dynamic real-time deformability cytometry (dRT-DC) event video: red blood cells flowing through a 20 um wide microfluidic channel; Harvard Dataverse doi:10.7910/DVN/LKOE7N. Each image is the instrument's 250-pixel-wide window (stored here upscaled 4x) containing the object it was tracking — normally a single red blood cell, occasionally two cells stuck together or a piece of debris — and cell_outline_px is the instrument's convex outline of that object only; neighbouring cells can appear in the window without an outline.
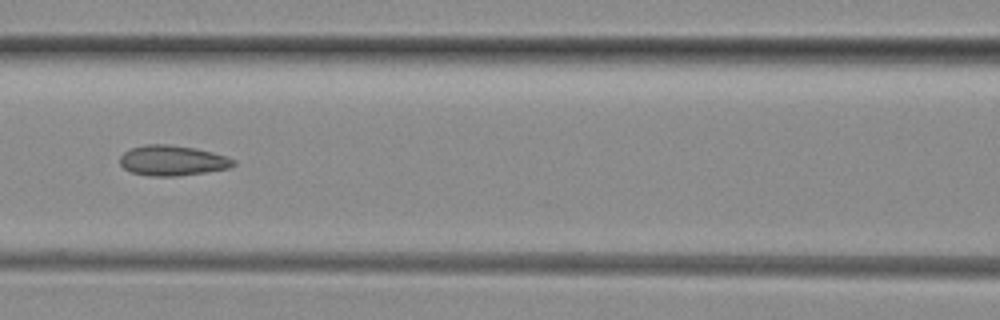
{"species": "common noctule bat (a hibernating species)", "species_latin": "Nyctalus noctula", "temperature_condition": "room temperature", "stored_images_in_passage": 40, "camera_frame_rate_fps": 3000, "um_per_image_px": 0.085, "animal": {"sex": "female", "body_mass_g": 29.2, "forearm_length_mm": 56.3}, "frame": {"image": 1, "passage_image": 12, "time_ms": 3.667, "image_size_px": [1000, 320], "cell_outline_px": [[236, 164], [228, 168], [204, 172], [176, 176], [148, 176], [132, 172], [124, 168], [120, 164], [120, 156], [124, 152], [132, 148], [148, 144], [168, 144], [196, 148], [212, 152], [236, 160]], "centroid_in_image_um": [14.65, 13.64], "position_along_channel_um": 152.0, "area_um2": 19.88}}
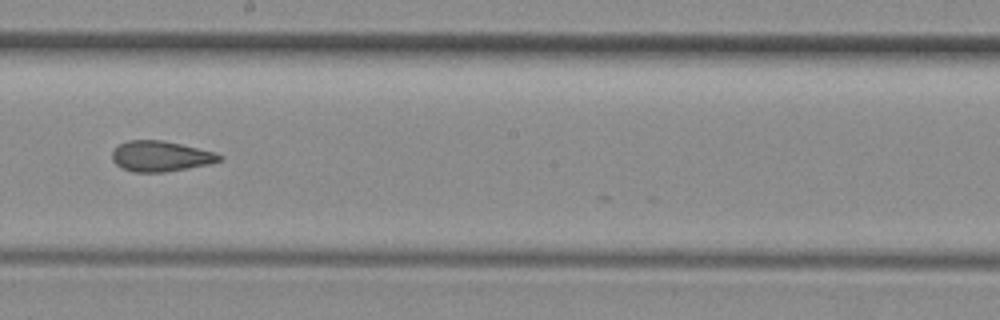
{"frame": {"image": 2, "passage_image": 18, "time_ms": 5.667, "image_size_px": [1000, 320], "cell_outline_px": [[224, 160], [208, 164], [188, 168], [164, 172], [132, 172], [116, 164], [112, 160], [112, 152], [120, 144], [128, 140], [160, 140], [180, 144], [216, 152], [224, 156]], "centroid_in_image_um": [13.69, 13.28], "position_along_channel_um": 234.5, "area_um2": 19.02}, "authors_computed_cell_mechanics": {"area_um2": 19.5364, "velocity_mm_per_s": 4.1482, "shape_relaxation_time_tau1_ms": null, "shape_relaxation_time_tau2_ms": 2.7171, "deformation_change_tau1": null, "deformation_change_tau2": 0.1036}}